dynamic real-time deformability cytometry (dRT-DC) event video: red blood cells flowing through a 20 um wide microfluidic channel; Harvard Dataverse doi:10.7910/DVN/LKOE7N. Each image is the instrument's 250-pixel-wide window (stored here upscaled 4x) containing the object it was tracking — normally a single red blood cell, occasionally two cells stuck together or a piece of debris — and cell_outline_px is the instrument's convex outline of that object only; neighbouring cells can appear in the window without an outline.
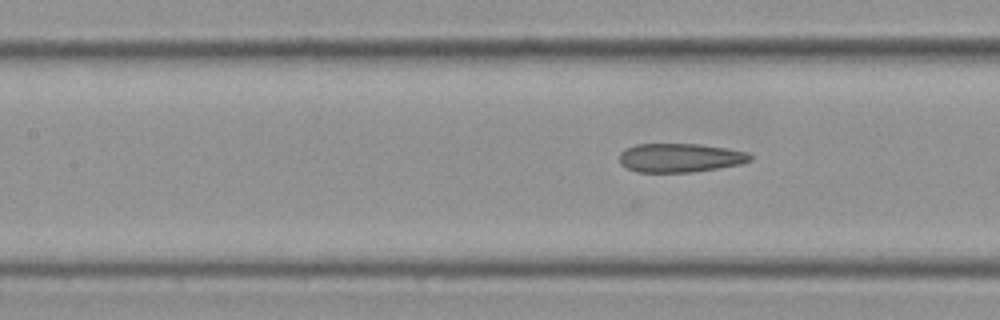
{"species": "Egyptian fruit bat (a non-hibernating species)", "species_latin": "Rousettus aegyptiacus", "temperature_condition": "cold", "stored_images_in_passage": 25, "camera_frame_rate_fps": 3000, "um_per_image_px": 0.085, "frame": {"image": 1, "passage_image": 9, "time_ms": 2.667, "image_size_px": [1000, 320], "cell_outline_px": [[752, 160], [740, 164], [692, 172], [636, 172], [620, 164], [620, 152], [636, 144], [700, 144], [748, 152], [752, 156]], "centroid_in_image_um": [57.8, 13.41], "position_along_channel_um": 149.6, "area_um2": 21.85}}
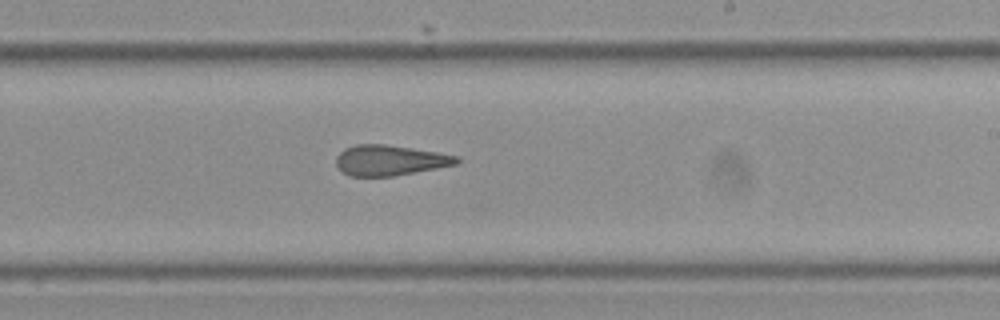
{"frame": {"image": 2, "passage_image": 18, "time_ms": 5.667, "image_size_px": [1000, 320], "cell_outline_px": [[460, 160], [456, 164], [436, 168], [392, 176], [348, 176], [336, 164], [336, 156], [344, 148], [356, 144], [384, 144], [412, 148], [460, 156]], "centroid_in_image_um": [33.12, 13.61], "position_along_channel_um": 255.9, "area_um2": 21.21}}
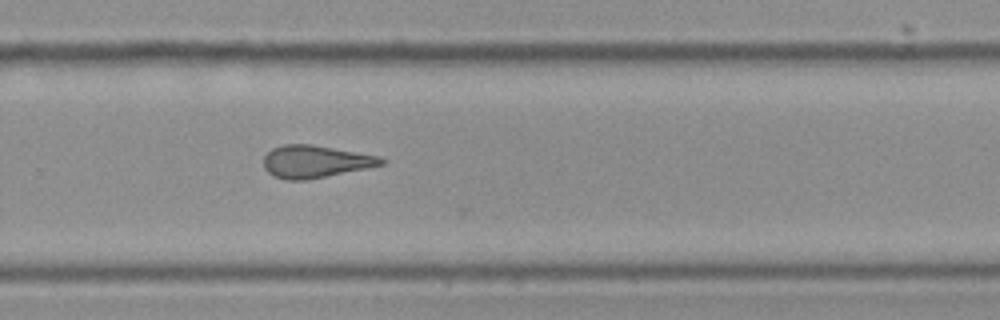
{"frame": {"image": 3, "passage_image": 22, "time_ms": 7.0, "image_size_px": [1000, 320], "cell_outline_px": [[388, 160], [384, 164], [368, 168], [304, 180], [284, 180], [272, 176], [264, 168], [264, 156], [272, 148], [284, 144], [312, 144], [380, 156]], "centroid_in_image_um": [26.8, 13.73], "position_along_channel_um": 303.0, "area_um2": 22.31}}